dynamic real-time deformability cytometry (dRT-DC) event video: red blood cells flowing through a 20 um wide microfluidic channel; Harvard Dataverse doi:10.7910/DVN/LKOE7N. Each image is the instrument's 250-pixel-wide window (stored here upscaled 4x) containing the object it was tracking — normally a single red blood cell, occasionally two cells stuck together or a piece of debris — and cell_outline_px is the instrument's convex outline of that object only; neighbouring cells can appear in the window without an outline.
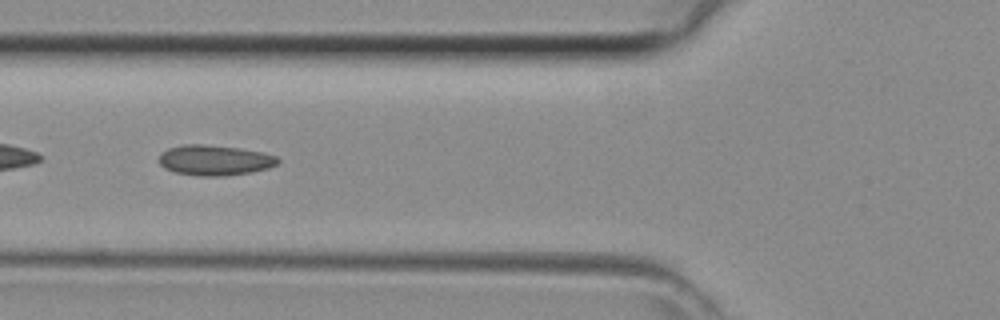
{"species": "common noctule bat (a hibernating species)", "species_latin": "Nyctalus noctula", "temperature_condition": "room temperature", "stored_images_in_passage": 41, "camera_frame_rate_fps": 3000, "um_per_image_px": 0.085, "animal": {"sex": "female", "body_mass_g": 29.2, "forearm_length_mm": 56.3}, "frame": {"image": 1, "passage_image": 16, "time_ms": 5.0, "image_size_px": [1000, 320], "cell_outline_px": [[280, 160], [276, 164], [268, 168], [252, 172], [224, 176], [196, 176], [176, 172], [164, 168], [160, 164], [160, 152], [168, 148], [184, 144], [204, 144], [236, 148], [264, 152], [276, 156]], "centroid_in_image_um": [18.24, 13.62], "position_along_channel_um": 107.6, "area_um2": 21.04}}
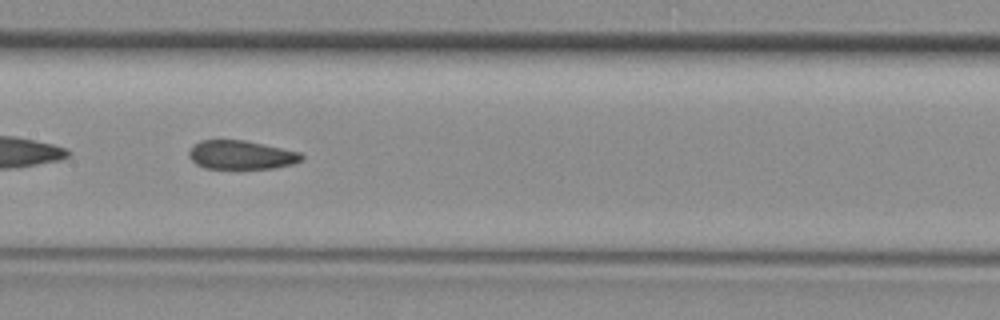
{"frame": {"image": 2, "passage_image": 21, "time_ms": 6.667, "image_size_px": [1000, 320], "cell_outline_px": [[304, 160], [292, 164], [272, 168], [204, 168], [196, 164], [188, 156], [188, 152], [200, 140], [244, 140], [300, 152], [304, 156]], "centroid_in_image_um": [20.51, 13.17], "position_along_channel_um": 186.9, "area_um2": 18.73}}
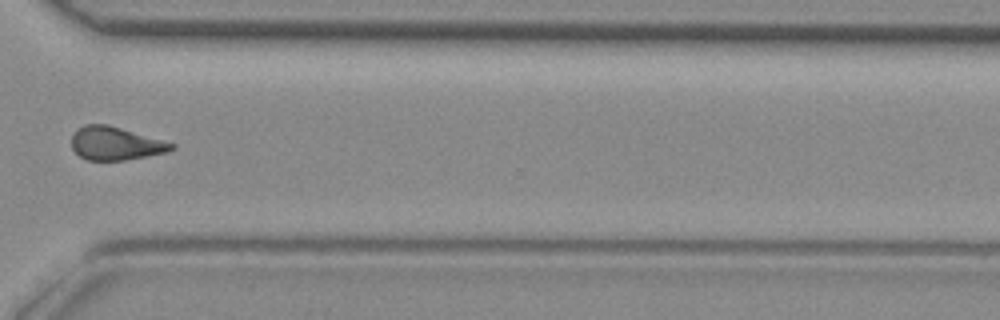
{"frame": {"image": 3, "passage_image": 32, "time_ms": 10.333, "image_size_px": [1000, 320], "cell_outline_px": [[176, 148], [168, 152], [148, 156], [124, 160], [88, 160], [80, 156], [72, 148], [72, 136], [84, 124], [108, 124], [176, 144]], "centroid_in_image_um": [9.85, 12.2], "position_along_channel_um": 360.7, "area_um2": 19.25}}